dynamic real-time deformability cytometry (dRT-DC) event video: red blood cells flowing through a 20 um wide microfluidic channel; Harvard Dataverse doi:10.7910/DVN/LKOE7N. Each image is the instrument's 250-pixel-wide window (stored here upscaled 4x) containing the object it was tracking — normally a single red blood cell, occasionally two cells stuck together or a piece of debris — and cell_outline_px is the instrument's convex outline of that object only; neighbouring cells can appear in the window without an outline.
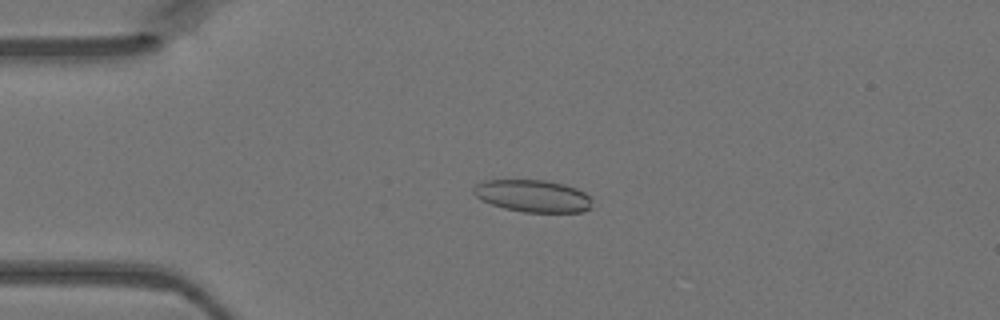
{"species": "Egyptian fruit bat (a non-hibernating species)", "species_latin": "Rousettus aegyptiacus", "temperature_condition": "warm", "stored_images_in_passage": 43, "camera_frame_rate_fps": 3000, "um_per_image_px": 0.085, "animal": {"sex": "female"}, "frame": {"image": 1, "passage_image": 7, "time_ms": 2.0, "image_size_px": [1000, 320], "cell_outline_px": [[592, 208], [584, 212], [524, 212], [504, 208], [480, 200], [472, 192], [472, 188], [476, 184], [484, 180], [544, 180], [564, 184], [576, 188], [592, 196]], "centroid_in_image_um": [45.32, 16.66], "position_along_channel_um": 39.7, "area_um2": 22.54}}
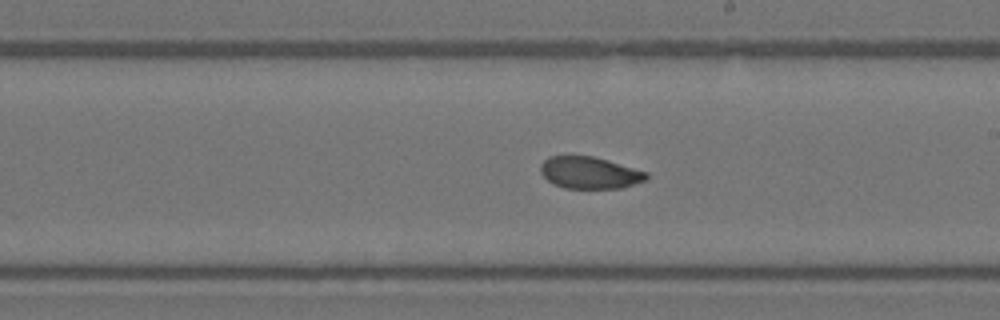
{"frame": {"image": 2, "passage_image": 23, "time_ms": 7.333, "image_size_px": [1000, 320], "cell_outline_px": [[648, 180], [620, 188], [564, 188], [552, 184], [540, 172], [540, 164], [548, 156], [592, 156], [608, 160], [648, 172]], "centroid_in_image_um": [50.12, 14.68], "position_along_channel_um": 238.9, "area_um2": 19.77}}
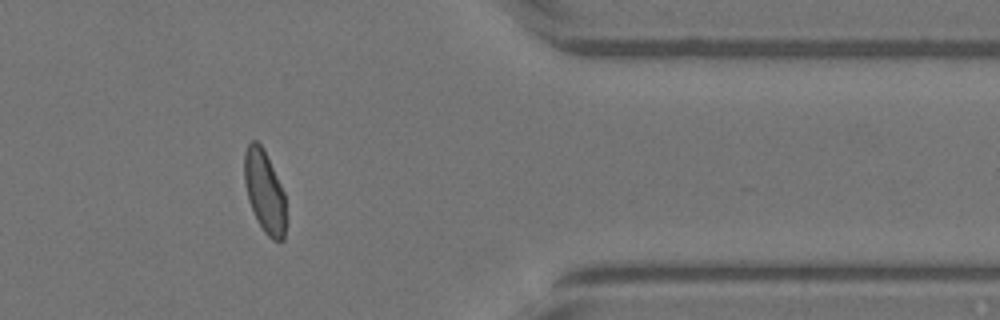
{"frame": {"image": 3, "passage_image": 35, "time_ms": 11.333, "image_size_px": [1000, 320], "cell_outline_px": [[288, 220], [284, 240], [272, 240], [264, 232], [248, 200], [244, 184], [244, 152], [248, 144], [252, 140], [256, 140], [264, 148], [284, 192]], "centroid_in_image_um": [22.52, 16.3], "position_along_channel_um": 388.9, "area_um2": 20.35}}